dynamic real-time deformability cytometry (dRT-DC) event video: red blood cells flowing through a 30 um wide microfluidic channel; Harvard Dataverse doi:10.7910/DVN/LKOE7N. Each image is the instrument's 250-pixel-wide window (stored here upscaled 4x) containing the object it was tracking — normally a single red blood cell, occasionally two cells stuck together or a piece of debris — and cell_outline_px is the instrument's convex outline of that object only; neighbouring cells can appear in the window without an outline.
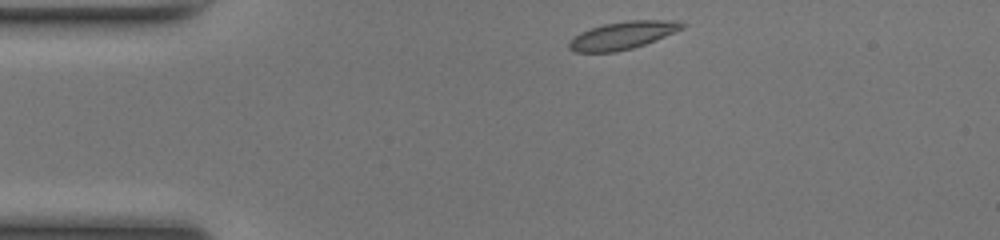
{"species": "common noctule bat (a hibernating species)", "species_latin": "Nyctalus noctula", "temperature_condition": "room temperature", "stored_images_in_passage": 41, "camera_frame_rate_fps": 3000, "um_per_image_px": 0.085, "animal": {"sex": "female", "body_mass_g": 17.0, "forearm_length_mm": 48.0}, "frame": {"image": 1, "passage_image": 1, "time_ms": 0.0, "image_size_px": [1000, 240], "cell_outline_px": [[688, 24], [684, 28], [656, 40], [632, 48], [616, 52], [576, 52], [568, 48], [568, 40], [580, 32], [604, 24], [628, 20], [680, 20]], "centroid_in_image_um": [52.95, 3.0], "position_along_channel_um": 32.1, "area_um2": 18.38}}
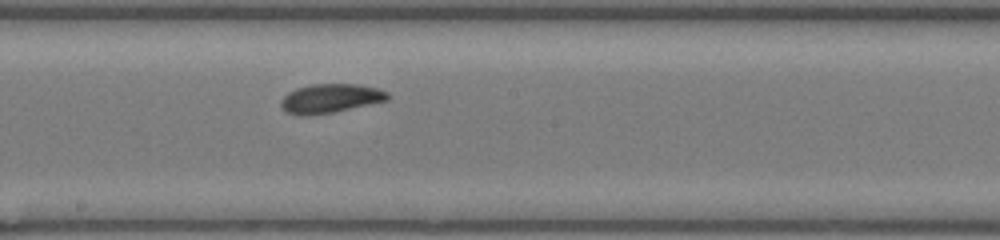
{"frame": {"image": 2, "passage_image": 18, "time_ms": 5.667, "image_size_px": [1000, 240], "cell_outline_px": [[388, 100], [332, 112], [288, 112], [280, 104], [280, 100], [288, 92], [296, 88], [312, 84], [356, 84], [376, 88], [388, 92]], "centroid_in_image_um": [28.13, 8.3], "position_along_channel_um": 220.1, "area_um2": 17.11}}
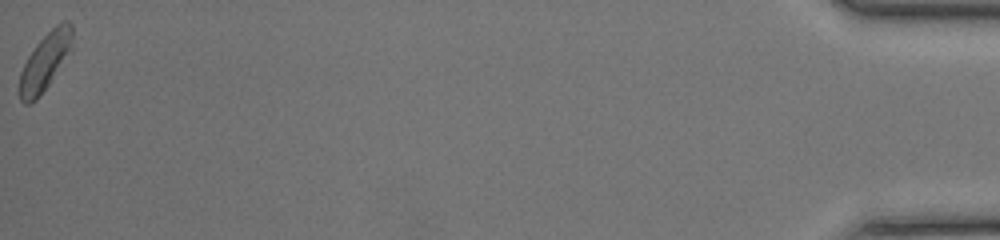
{"frame": {"image": 3, "passage_image": 41, "time_ms": 13.333, "image_size_px": [1000, 240], "cell_outline_px": [[72, 40], [68, 48], [48, 84], [40, 96], [36, 100], [28, 104], [24, 104], [20, 100], [20, 72], [28, 56], [36, 44], [56, 24], [64, 20], [68, 20], [72, 24]], "centroid_in_image_um": [3.77, 5.23], "position_along_channel_um": 431.4, "area_um2": 16.7}, "authors_computed_cell_mechanics": {"area_um2": 17.34, "velocity_mm_per_s": 4.1726, "shape_relaxation_time_tau1_ms": 6.3962, "shape_relaxation_time_tau2_ms": null, "deformation_change_tau1": 0.1935, "deformation_change_tau2": null}}